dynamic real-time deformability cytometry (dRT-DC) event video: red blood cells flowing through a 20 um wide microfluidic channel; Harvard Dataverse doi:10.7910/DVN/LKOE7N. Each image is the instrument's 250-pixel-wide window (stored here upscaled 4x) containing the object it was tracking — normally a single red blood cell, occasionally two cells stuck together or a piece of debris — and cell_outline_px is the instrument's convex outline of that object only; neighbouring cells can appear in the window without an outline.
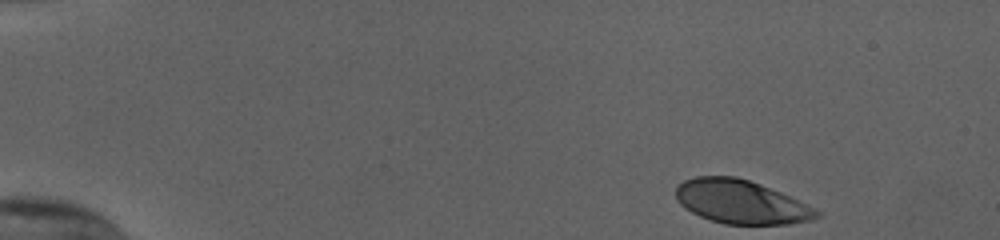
{"species": "human", "species_latin": "Homo sapiens", "temperature_condition": "cold", "stored_images_in_passage": 49, "camera_frame_rate_fps": 3000, "um_per_image_px": 0.085, "donor": {"sex": "female"}, "frame": {"image": 1, "passage_image": 1, "time_ms": 0.0, "image_size_px": [1000, 240], "cell_outline_px": [[820, 216], [812, 220], [788, 224], [724, 224], [700, 216], [684, 208], [676, 200], [676, 184], [684, 180], [696, 176], [736, 176], [760, 184], [780, 192], [820, 212]], "centroid_in_image_um": [62.92, 17.15], "position_along_channel_um": 22.1, "area_um2": 35.55}}
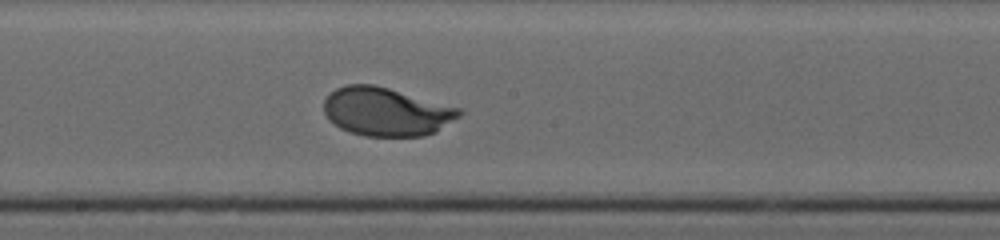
{"frame": {"image": 2, "passage_image": 26, "time_ms": 8.333, "image_size_px": [1000, 240], "cell_outline_px": [[464, 112], [460, 116], [436, 132], [424, 136], [364, 136], [340, 128], [328, 120], [324, 112], [324, 100], [336, 88], [348, 84], [372, 84], [388, 88], [460, 108]], "centroid_in_image_um": [32.83, 9.5], "position_along_channel_um": 215.4, "area_um2": 38.09}}
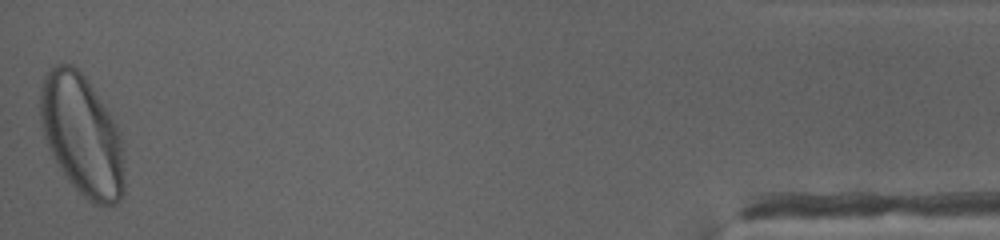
{"frame": {"image": 3, "passage_image": 49, "time_ms": 16.0, "image_size_px": [1000, 240], "cell_outline_px": [[124, 192], [120, 200], [116, 204], [92, 204], [76, 192], [60, 168], [44, 136], [40, 120], [40, 92], [44, 76], [56, 64], [72, 64], [84, 76], [116, 124], [120, 132], [124, 148]], "centroid_in_image_um": [6.99, 11.54], "position_along_channel_um": 428.2, "area_um2": 59.01}, "authors_computed_cell_mechanics": {"area_um2": 38.0902, "velocity_mm_per_s": 3.7753, "shape_relaxation_time_tau1_ms": 2.5461, "shape_relaxation_time_tau2_ms": null, "deformation_change_tau1": 0.1699, "deformation_change_tau2": null}}